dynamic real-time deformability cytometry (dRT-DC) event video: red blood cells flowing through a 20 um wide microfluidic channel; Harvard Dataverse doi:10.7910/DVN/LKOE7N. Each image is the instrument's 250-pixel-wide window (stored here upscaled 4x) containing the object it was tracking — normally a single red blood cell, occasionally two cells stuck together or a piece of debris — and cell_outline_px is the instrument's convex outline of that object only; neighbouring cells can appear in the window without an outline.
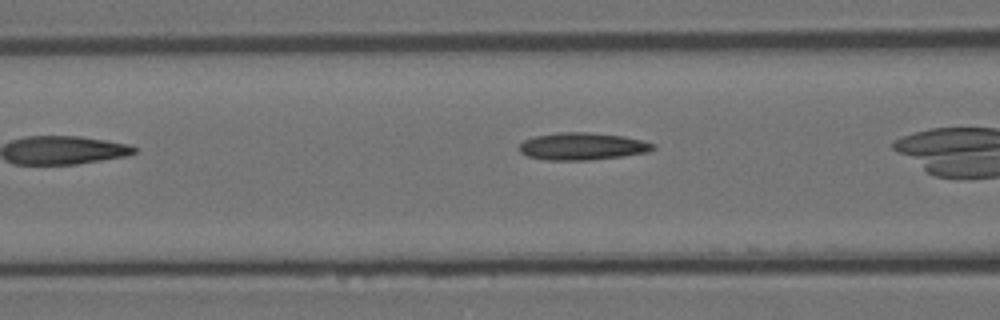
{"species": "Egyptian fruit bat (a non-hibernating species)", "species_latin": "Rousettus aegyptiacus", "temperature_condition": "room temperature", "stored_images_in_passage": 12, "camera_frame_rate_fps": 3000, "um_per_image_px": 0.085, "animal": {"sex": "female"}, "frame": {"image": 1, "passage_image": 6, "time_ms": 1.667, "image_size_px": [1000, 320], "cell_outline_px": [[656, 148], [648, 152], [620, 156], [588, 160], [548, 160], [528, 156], [520, 152], [520, 144], [524, 140], [536, 136], [560, 132], [588, 132], [624, 136], [644, 140], [656, 144]], "centroid_in_image_um": [49.54, 12.43], "position_along_channel_um": 117.1, "area_um2": 21.21}}
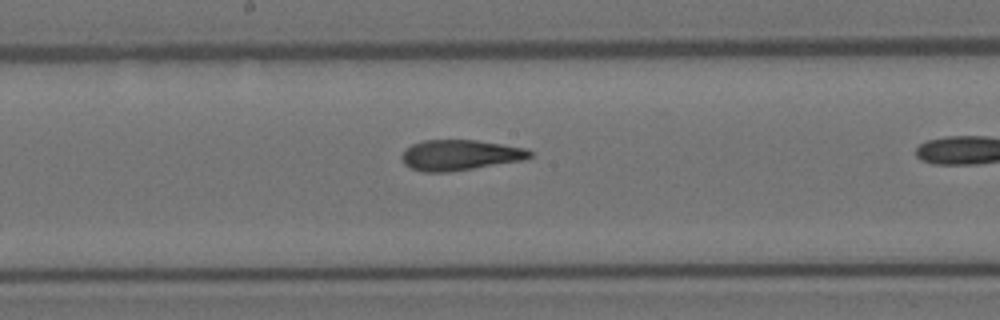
{"frame": {"image": 2, "passage_image": 10, "time_ms": 3.0, "image_size_px": [1000, 320], "cell_outline_px": [[532, 156], [524, 160], [448, 172], [424, 172], [412, 168], [404, 164], [400, 156], [412, 144], [424, 140], [476, 140], [528, 148], [532, 152]], "centroid_in_image_um": [39.12, 13.18], "position_along_channel_um": 209.1, "area_um2": 22.72}}